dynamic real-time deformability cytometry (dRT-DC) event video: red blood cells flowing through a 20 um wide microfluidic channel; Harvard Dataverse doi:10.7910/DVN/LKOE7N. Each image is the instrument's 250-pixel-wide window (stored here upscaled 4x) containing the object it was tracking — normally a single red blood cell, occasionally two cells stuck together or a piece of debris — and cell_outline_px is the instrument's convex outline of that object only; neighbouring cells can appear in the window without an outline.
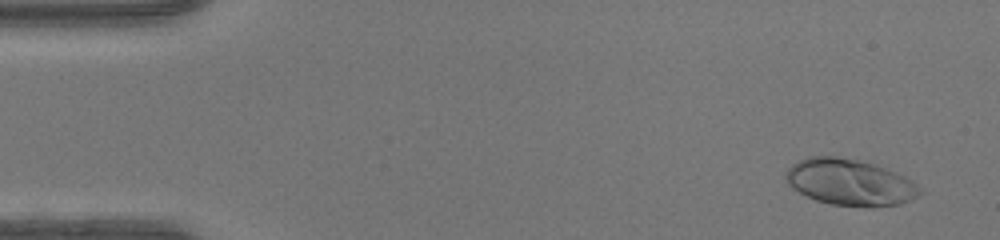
{"species": "human", "species_latin": "Homo sapiens", "temperature_condition": "warm", "stored_images_in_passage": 47, "camera_frame_rate_fps": 3000, "um_per_image_px": 0.085, "donor": {"sex": "female"}, "frame": {"image": 1, "passage_image": 3, "time_ms": 0.667, "image_size_px": [1000, 240], "cell_outline_px": [[924, 192], [920, 196], [900, 204], [872, 208], [832, 204], [816, 200], [792, 188], [788, 184], [784, 176], [784, 172], [792, 164], [808, 156], [836, 156], [876, 164], [896, 172], [912, 180]], "centroid_in_image_um": [72.26, 15.5], "position_along_channel_um": 12.7, "area_um2": 36.53}}
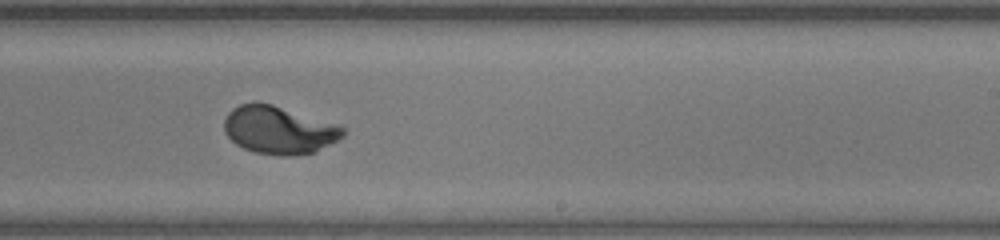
{"frame": {"image": 2, "passage_image": 29, "time_ms": 9.333, "image_size_px": [1000, 240], "cell_outline_px": [[344, 136], [340, 140], [316, 152], [292, 156], [280, 156], [256, 152], [244, 148], [236, 144], [224, 132], [224, 120], [228, 112], [232, 108], [240, 104], [252, 100], [256, 100], [272, 104], [336, 124], [344, 128]], "centroid_in_image_um": [23.69, 11.04], "position_along_channel_um": 265.3, "area_um2": 33.47}}
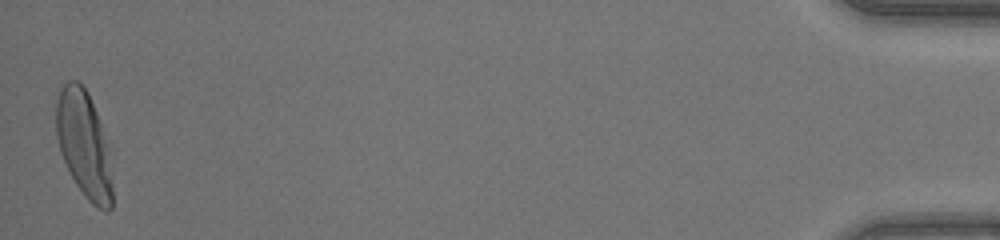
{"frame": {"image": 3, "passage_image": 47, "time_ms": 15.333, "image_size_px": [1000, 240], "cell_outline_px": [[112, 208], [108, 212], [104, 212], [92, 204], [88, 200], [76, 184], [60, 152], [56, 136], [56, 100], [60, 88], [68, 80], [76, 80], [88, 92], [112, 144]], "centroid_in_image_um": [7.2, 12.27], "position_along_channel_um": 428.0, "area_um2": 36.18}, "authors_computed_cell_mechanics": {"area_um2": 33.0616, "velocity_mm_per_s": 4.368, "shape_relaxation_time_tau1_ms": 2.1705, "shape_relaxation_time_tau2_ms": null, "deformation_change_tau1": 0.2152, "deformation_change_tau2": null}}